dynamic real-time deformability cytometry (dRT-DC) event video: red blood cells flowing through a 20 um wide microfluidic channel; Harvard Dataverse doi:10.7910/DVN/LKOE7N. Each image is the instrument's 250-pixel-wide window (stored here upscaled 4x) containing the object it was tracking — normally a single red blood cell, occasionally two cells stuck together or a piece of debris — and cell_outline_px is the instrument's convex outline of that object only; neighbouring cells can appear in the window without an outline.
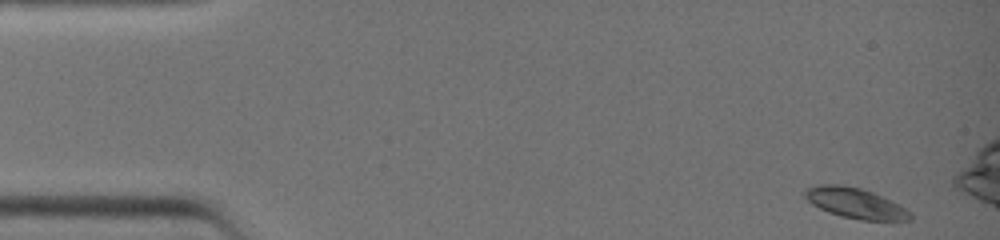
{"species": "common noctule bat (a hibernating species)", "species_latin": "Nyctalus noctula", "temperature_condition": "warm", "stored_images_in_passage": 40, "camera_frame_rate_fps": 3000, "um_per_image_px": 0.085, "animal": {"sex": "female", "body_mass_g": 19.0, "forearm_length_mm": 51.5}, "frame": {"image": 1, "passage_image": 1, "time_ms": 0.0, "image_size_px": [1000, 240], "cell_outline_px": [[912, 220], [864, 220], [844, 216], [828, 212], [812, 204], [804, 196], [804, 192], [808, 188], [820, 184], [840, 184], [860, 188], [872, 192], [904, 208], [912, 216]], "centroid_in_image_um": [72.66, 17.26], "position_along_channel_um": 12.3, "area_um2": 18.09}}
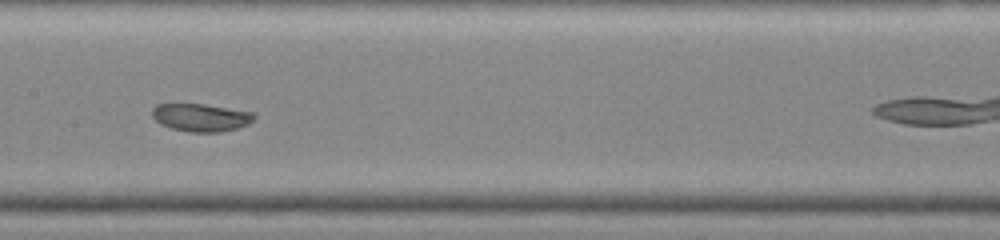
{"frame": {"image": 2, "passage_image": 20, "time_ms": 6.333, "image_size_px": [1000, 240], "cell_outline_px": [[256, 116], [248, 124], [236, 128], [220, 132], [192, 132], [172, 128], [160, 124], [152, 116], [152, 108], [156, 104], [204, 104], [256, 112]], "centroid_in_image_um": [17.09, 9.97], "position_along_channel_um": 190.3, "area_um2": 16.53}}
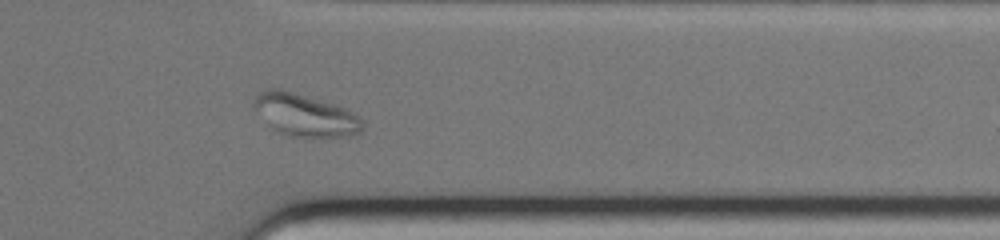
{"frame": {"image": 3, "passage_image": 32, "time_ms": 10.333, "image_size_px": [1000, 240], "cell_outline_px": [[364, 128], [360, 132], [352, 136], [292, 136], [280, 132], [272, 128], [252, 108], [252, 104], [256, 96], [260, 92], [268, 88], [280, 88], [332, 104], [344, 108], [360, 116], [364, 124]], "centroid_in_image_um": [25.91, 9.77], "position_along_channel_um": 385.5, "area_um2": 26.53}}